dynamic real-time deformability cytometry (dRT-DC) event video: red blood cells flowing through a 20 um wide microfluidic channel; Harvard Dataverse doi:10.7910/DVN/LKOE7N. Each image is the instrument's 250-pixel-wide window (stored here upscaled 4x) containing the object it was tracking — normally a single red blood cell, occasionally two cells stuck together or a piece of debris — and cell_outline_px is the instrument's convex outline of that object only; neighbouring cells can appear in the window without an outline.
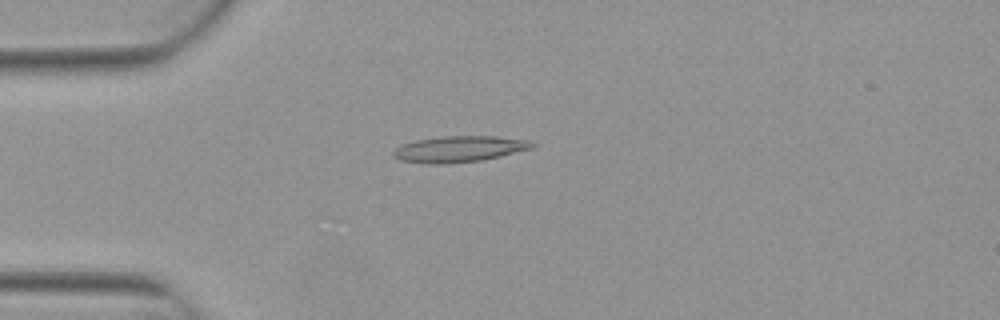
{"species": "Egyptian fruit bat (a non-hibernating species)", "species_latin": "Rousettus aegyptiacus", "temperature_condition": "warm", "stored_images_in_passage": 6, "camera_frame_rate_fps": 3000, "um_per_image_px": 0.085, "animal": {"sex": "female"}, "frame": {"image": 1, "passage_image": 3, "time_ms": 0.667, "image_size_px": [1000, 320], "cell_outline_px": [[536, 144], [532, 148], [500, 156], [480, 160], [440, 164], [428, 164], [400, 160], [392, 156], [392, 152], [396, 148], [404, 144], [416, 140], [444, 136], [496, 136], [528, 140]], "centroid_in_image_um": [39.02, 12.66], "position_along_channel_um": 46.0, "area_um2": 20.92}}
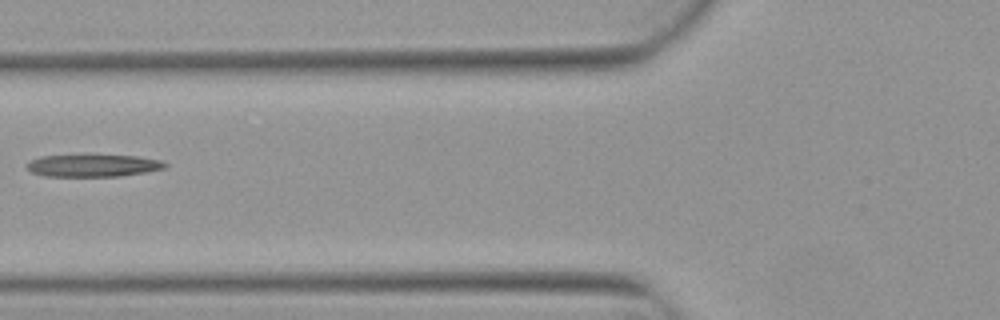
{"frame": {"image": 2, "passage_image": 5, "time_ms": 1.333, "image_size_px": [1000, 320], "cell_outline_px": [[168, 164], [164, 168], [148, 172], [120, 176], [44, 176], [32, 172], [24, 164], [40, 156], [136, 156], [160, 160]], "centroid_in_image_um": [7.92, 14.09], "position_along_channel_um": 117.9, "area_um2": 17.63}}
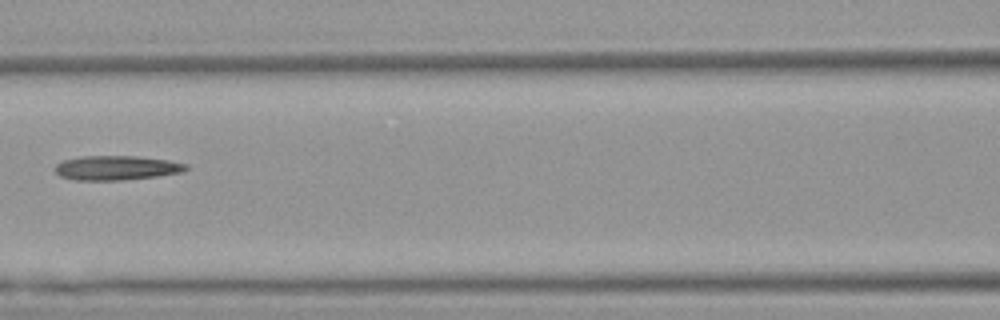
{"frame": {"image": 3, "passage_image": 6, "time_ms": 1.667, "image_size_px": [1000, 320], "cell_outline_px": [[188, 168], [180, 172], [156, 176], [124, 180], [72, 180], [60, 176], [52, 168], [56, 164], [64, 160], [80, 156], [136, 156], [168, 160], [188, 164]], "centroid_in_image_um": [9.85, 14.26], "position_along_channel_um": 156.8, "area_um2": 18.67}}